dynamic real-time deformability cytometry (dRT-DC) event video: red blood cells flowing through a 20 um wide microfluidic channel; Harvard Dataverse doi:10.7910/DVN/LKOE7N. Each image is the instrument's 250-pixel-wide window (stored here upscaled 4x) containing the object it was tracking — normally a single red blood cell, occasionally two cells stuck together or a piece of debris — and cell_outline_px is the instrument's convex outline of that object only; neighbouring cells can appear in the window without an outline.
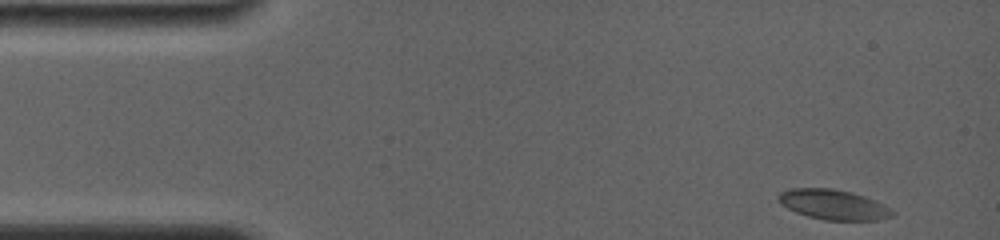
{"species": "common noctule bat (a hibernating species)", "species_latin": "Nyctalus noctula", "temperature_condition": "room temperature", "stored_images_in_passage": 11, "camera_frame_rate_fps": 4000, "um_per_image_px": 0.085, "animal": {"sex": "female", "body_mass_g": 19.0, "forearm_length_mm": 56.7}, "frame": {"image": 1, "passage_image": 1, "time_ms": 0.0, "image_size_px": [1000, 240], "cell_outline_px": [[896, 212], [892, 216], [876, 220], [824, 220], [808, 216], [796, 212], [780, 204], [776, 200], [776, 196], [780, 192], [788, 188], [832, 188], [852, 192], [864, 196]], "centroid_in_image_um": [70.75, 17.38], "position_along_channel_um": 14.2, "area_um2": 19.88}}
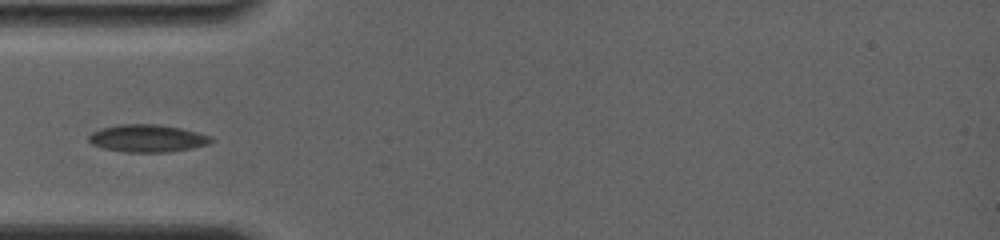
{"frame": {"image": 2, "passage_image": 10, "time_ms": 4.0, "image_size_px": [1000, 240], "cell_outline_px": [[216, 140], [208, 144], [192, 148], [164, 152], [124, 152], [104, 148], [92, 144], [88, 140], [88, 136], [92, 132], [100, 128], [120, 124], [160, 124], [180, 128], [212, 136]], "centroid_in_image_um": [12.53, 11.75], "position_along_channel_um": 72.5, "area_um2": 19.65}}